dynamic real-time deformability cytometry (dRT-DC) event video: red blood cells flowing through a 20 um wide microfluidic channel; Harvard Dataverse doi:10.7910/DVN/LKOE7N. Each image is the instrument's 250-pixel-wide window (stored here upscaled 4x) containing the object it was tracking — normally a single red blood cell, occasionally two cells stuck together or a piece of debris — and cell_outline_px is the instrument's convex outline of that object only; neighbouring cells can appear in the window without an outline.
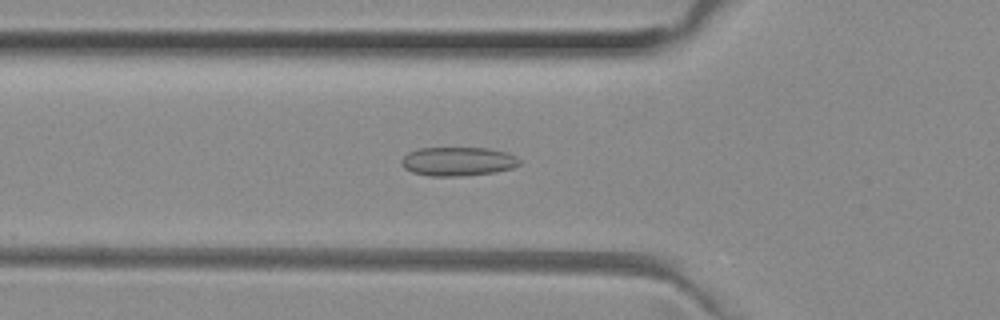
{"species": "common noctule bat (a hibernating species)", "species_latin": "Nyctalus noctula", "temperature_condition": "room temperature", "stored_images_in_passage": 40, "camera_frame_rate_fps": 3000, "um_per_image_px": 0.085, "animal": {"sex": "female", "body_mass_g": 29.2, "forearm_length_mm": 56.3}, "frame": {"image": 1, "passage_image": 16, "time_ms": 5.0, "image_size_px": [1000, 320], "cell_outline_px": [[520, 164], [512, 168], [492, 172], [464, 176], [428, 176], [412, 172], [404, 168], [400, 164], [400, 160], [408, 152], [420, 148], [488, 148], [508, 152], [516, 156], [520, 160]], "centroid_in_image_um": [38.9, 13.72], "position_along_channel_um": 86.9, "area_um2": 20.0}}
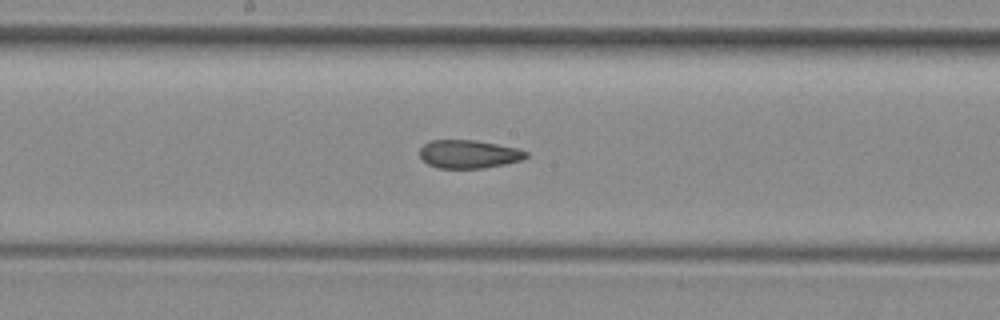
{"frame": {"image": 2, "passage_image": 25, "time_ms": 8.0, "image_size_px": [1000, 320], "cell_outline_px": [[528, 156], [520, 160], [504, 164], [484, 168], [436, 168], [428, 164], [420, 156], [420, 148], [424, 144], [432, 140], [472, 140], [520, 148], [528, 152]], "centroid_in_image_um": [39.85, 13.1], "position_along_channel_um": 208.4, "area_um2": 17.46}}
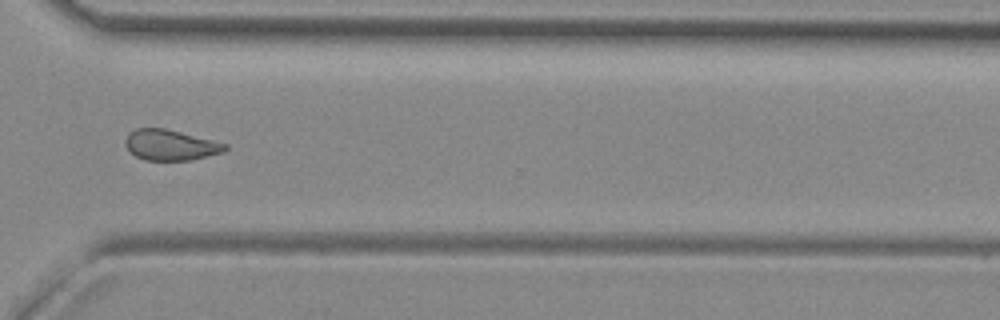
{"frame": {"image": 3, "passage_image": 36, "time_ms": 11.667, "image_size_px": [1000, 320], "cell_outline_px": [[228, 148], [224, 152], [192, 160], [144, 160], [128, 152], [124, 144], [124, 140], [128, 132], [136, 128], [164, 128], [228, 144]], "centroid_in_image_um": [14.45, 12.33], "position_along_channel_um": 356.2, "area_um2": 17.98}, "authors_computed_cell_mechanics": {"area_um2": 18.7561, "velocity_mm_per_s": 4.0344, "shape_relaxation_time_tau1_ms": null, "shape_relaxation_time_tau2_ms": 1.7061, "deformation_change_tau1": null, "deformation_change_tau2": 0.077}}